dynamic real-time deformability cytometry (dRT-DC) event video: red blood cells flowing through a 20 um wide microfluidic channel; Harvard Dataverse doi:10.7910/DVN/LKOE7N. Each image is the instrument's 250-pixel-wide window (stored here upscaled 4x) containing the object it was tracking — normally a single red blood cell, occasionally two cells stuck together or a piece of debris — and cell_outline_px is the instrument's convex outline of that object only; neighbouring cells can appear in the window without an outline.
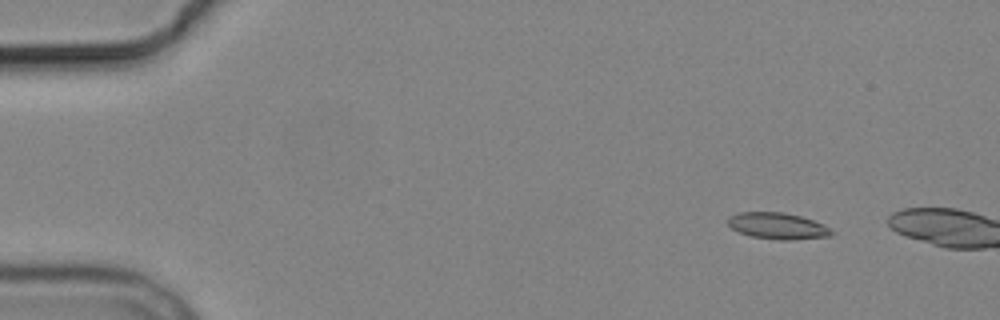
{"species": "common noctule bat (a hibernating species)", "species_latin": "Nyctalus noctula", "temperature_condition": "cold", "stored_images_in_passage": 3, "camera_frame_rate_fps": 3000, "um_per_image_px": 0.085, "animal": {"sex": "male", "body_mass_g": 19.2, "forearm_length_mm": 51.8}, "frame": {"image": 1, "passage_image": 2, "time_ms": 1.0, "image_size_px": [1000, 320], "cell_outline_px": [[836, 232], [832, 236], [792, 240], [780, 240], [748, 236], [732, 228], [724, 220], [728, 216], [736, 212], [784, 212], [800, 216], [824, 224]], "centroid_in_image_um": [66.09, 19.2], "position_along_channel_um": 18.9, "area_um2": 16.3}}